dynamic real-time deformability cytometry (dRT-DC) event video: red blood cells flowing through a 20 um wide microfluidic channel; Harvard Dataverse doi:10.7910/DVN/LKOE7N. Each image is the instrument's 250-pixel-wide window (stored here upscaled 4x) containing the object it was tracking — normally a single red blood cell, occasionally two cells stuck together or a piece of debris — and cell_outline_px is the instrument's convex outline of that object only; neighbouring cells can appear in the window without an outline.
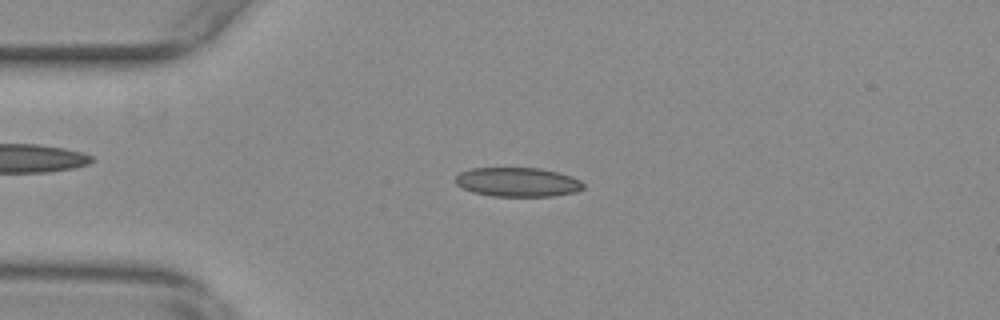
{"species": "common noctule bat (a hibernating species)", "species_latin": "Nyctalus noctula", "temperature_condition": "warm", "stored_images_in_passage": 36, "camera_frame_rate_fps": 3000, "um_per_image_px": 0.085, "animal": {"sex": "female", "body_mass_g": 29.2, "forearm_length_mm": 56.3}, "frame": {"image": 1, "passage_image": 7, "time_ms": 2.0, "image_size_px": [1000, 320], "cell_outline_px": [[584, 188], [576, 192], [552, 196], [492, 196], [472, 192], [456, 184], [456, 176], [460, 172], [472, 168], [540, 168], [572, 176], [580, 180], [584, 184]], "centroid_in_image_um": [44.01, 15.48], "position_along_channel_um": 41.0, "area_um2": 21.73}}
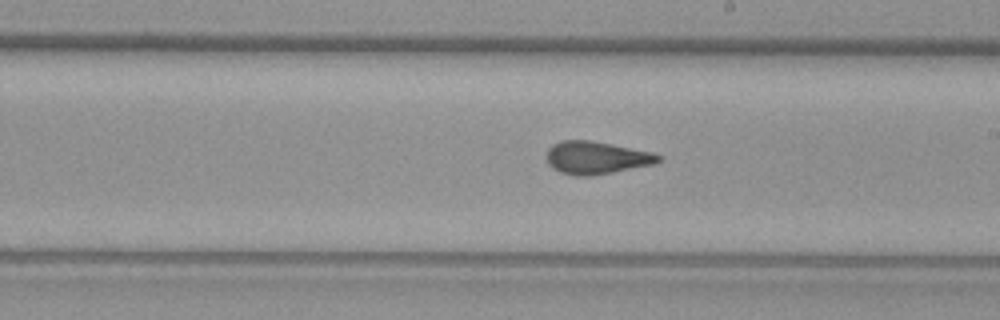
{"frame": {"image": 2, "passage_image": 25, "time_ms": 8.0, "image_size_px": [1000, 320], "cell_outline_px": [[664, 156], [656, 164], [612, 172], [588, 176], [576, 176], [560, 172], [552, 168], [548, 164], [548, 148], [552, 144], [560, 140], [592, 140], [652, 152]], "centroid_in_image_um": [50.71, 13.4], "position_along_channel_um": 238.3, "area_um2": 21.39}}
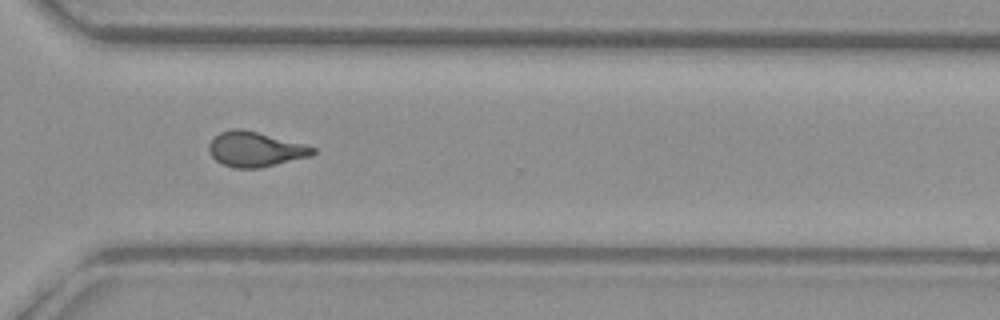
{"frame": {"image": 3, "passage_image": 34, "time_ms": 11.0, "image_size_px": [1000, 320], "cell_outline_px": [[316, 152], [312, 156], [260, 168], [232, 168], [220, 164], [208, 152], [208, 144], [220, 132], [232, 128], [244, 128], [304, 144], [316, 148]], "centroid_in_image_um": [21.68, 12.69], "position_along_channel_um": 348.9, "area_um2": 21.44}, "authors_computed_cell_mechanics": {"area_um2": 21.4149, "velocity_mm_per_s": 3.6876, "shape_relaxation_time_tau1_ms": null, "shape_relaxation_time_tau2_ms": 1.212, "deformation_change_tau1": null, "deformation_change_tau2": 0.0796}}